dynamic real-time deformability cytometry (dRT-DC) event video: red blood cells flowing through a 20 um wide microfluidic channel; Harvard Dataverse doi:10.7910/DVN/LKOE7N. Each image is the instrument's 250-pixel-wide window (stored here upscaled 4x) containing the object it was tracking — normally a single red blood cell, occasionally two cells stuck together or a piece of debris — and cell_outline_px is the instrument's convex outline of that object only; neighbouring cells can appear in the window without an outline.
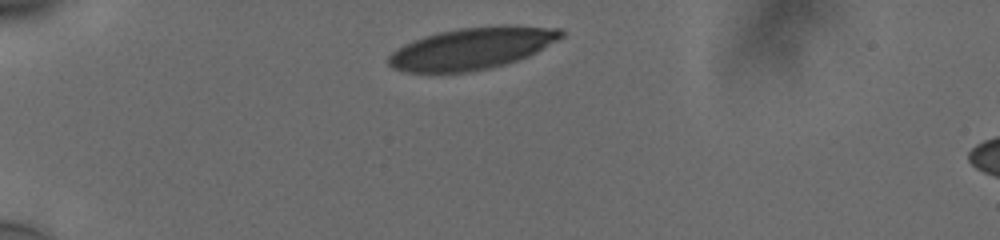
{"species": "human", "species_latin": "Homo sapiens", "temperature_condition": "cold", "stored_images_in_passage": 34, "camera_frame_rate_fps": 3000, "um_per_image_px": 0.085, "donor": {"sex": "male"}, "frame": {"image": 1, "passage_image": 1, "time_ms": 0.0, "image_size_px": [1000, 240], "cell_outline_px": [[564, 36], [536, 52], [516, 60], [504, 64], [488, 68], [464, 72], [408, 72], [392, 68], [388, 64], [388, 56], [396, 48], [404, 44], [424, 36], [440, 32], [460, 28], [500, 24], [504, 24], [560, 28], [564, 32]], "centroid_in_image_um": [40.12, 4.09], "position_along_channel_um": 44.9, "area_um2": 41.96}}
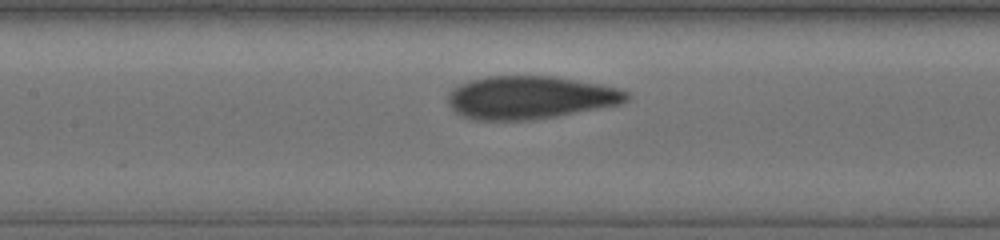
{"frame": {"image": 2, "passage_image": 14, "time_ms": 4.333, "image_size_px": [1000, 240], "cell_outline_px": [[628, 100], [620, 104], [556, 116], [532, 120], [476, 120], [464, 116], [456, 112], [448, 104], [448, 96], [452, 88], [468, 80], [484, 76], [556, 76], [600, 84], [616, 88], [628, 92]], "centroid_in_image_um": [45.03, 8.28], "position_along_channel_um": 162.4, "area_um2": 44.74}}
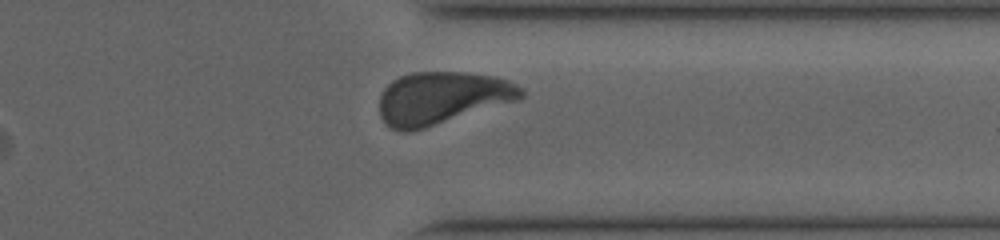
{"frame": {"image": 3, "passage_image": 31, "time_ms": 10.0, "image_size_px": [1000, 240], "cell_outline_px": [[524, 96], [520, 100], [424, 128], [408, 132], [400, 132], [392, 128], [380, 116], [380, 96], [384, 88], [392, 80], [400, 76], [412, 72], [468, 72], [492, 76], [508, 80], [524, 88]], "centroid_in_image_um": [37.59, 8.32], "position_along_channel_um": 373.8, "area_um2": 43.52}, "authors_computed_cell_mechanics": {"area_um2": 44.3037, "velocity_mm_per_s": 3.7373, "shape_relaxation_time_tau1_ms": 4.356, "shape_relaxation_time_tau2_ms": 0.9277, "deformation_change_tau1": 0.1909, "deformation_change_tau2": 0.0608}}